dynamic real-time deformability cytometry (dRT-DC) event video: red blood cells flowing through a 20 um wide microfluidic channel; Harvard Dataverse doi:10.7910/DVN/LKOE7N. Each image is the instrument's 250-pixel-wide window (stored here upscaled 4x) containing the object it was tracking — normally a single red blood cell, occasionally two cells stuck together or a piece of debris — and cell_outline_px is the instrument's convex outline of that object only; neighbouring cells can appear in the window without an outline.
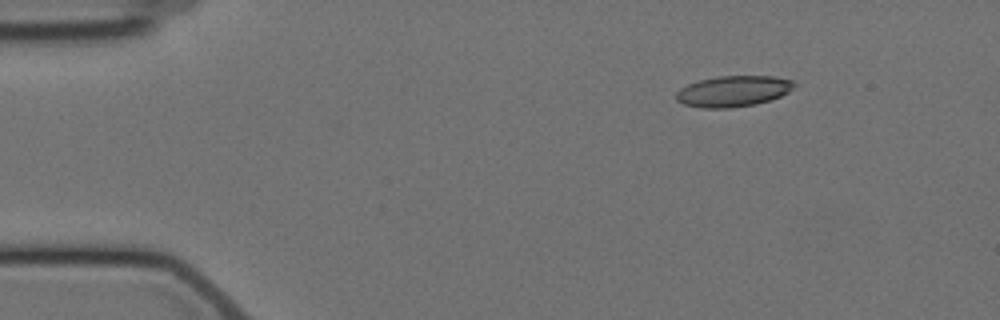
{"species": "Egyptian fruit bat (a non-hibernating species)", "species_latin": "Rousettus aegyptiacus", "temperature_condition": "cold", "stored_images_in_passage": 6, "camera_frame_rate_fps": 3000, "um_per_image_px": 0.085, "animal": {"sex": "female"}, "frame": {"image": 1, "passage_image": 1, "time_ms": 0.0, "image_size_px": [1000, 320], "cell_outline_px": [[796, 84], [788, 92], [780, 96], [756, 104], [728, 108], [700, 108], [684, 104], [676, 100], [676, 92], [680, 88], [688, 84], [700, 80], [720, 76], [772, 76], [792, 80]], "centroid_in_image_um": [62.3, 7.75], "position_along_channel_um": 22.7, "area_um2": 21.15}}
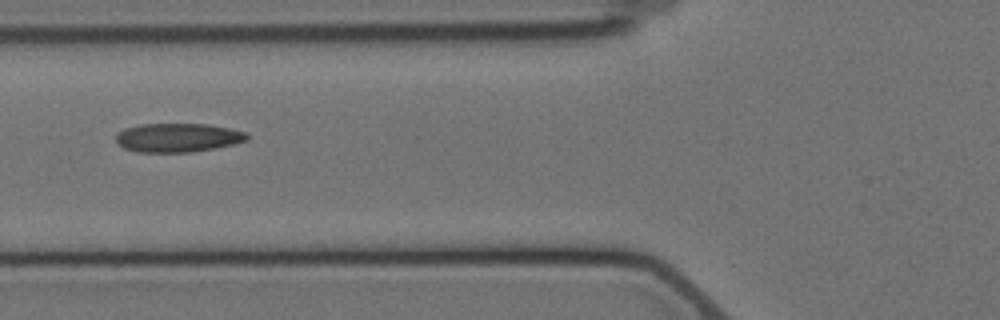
{"frame": {"image": 2, "passage_image": 5, "time_ms": 4.667, "image_size_px": [1000, 320], "cell_outline_px": [[248, 140], [232, 144], [192, 152], [136, 152], [124, 148], [116, 144], [116, 136], [124, 128], [140, 124], [208, 124], [228, 128], [244, 132], [248, 136]], "centroid_in_image_um": [15.06, 11.7], "position_along_channel_um": 110.7, "area_um2": 21.91}}
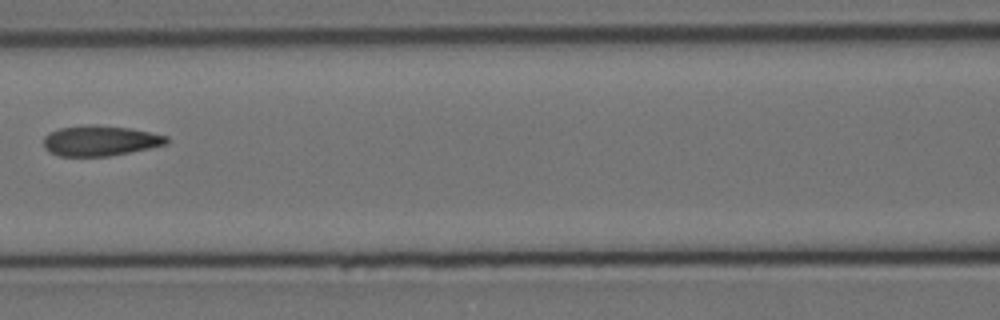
{"frame": {"image": 3, "passage_image": 6, "time_ms": 6.0, "image_size_px": [1000, 320], "cell_outline_px": [[168, 144], [108, 156], [60, 156], [48, 152], [44, 148], [44, 136], [48, 132], [60, 128], [88, 124], [92, 124], [128, 128], [168, 136]], "centroid_in_image_um": [8.46, 11.96], "position_along_channel_um": 158.1, "area_um2": 21.68}}